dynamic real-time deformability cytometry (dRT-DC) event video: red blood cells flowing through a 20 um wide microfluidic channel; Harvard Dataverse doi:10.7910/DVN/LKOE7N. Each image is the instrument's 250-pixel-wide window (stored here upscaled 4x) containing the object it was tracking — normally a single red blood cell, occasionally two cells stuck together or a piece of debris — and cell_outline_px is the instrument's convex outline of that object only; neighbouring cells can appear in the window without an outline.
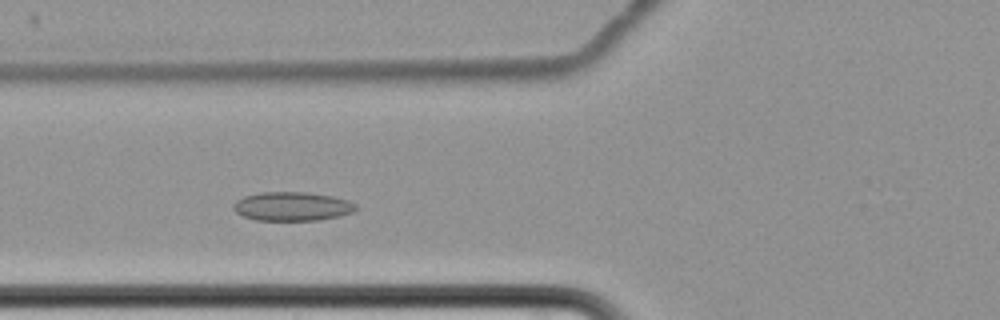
{"species": "common noctule bat (a hibernating species)", "species_latin": "Nyctalus noctula", "temperature_condition": "cold", "stored_images_in_passage": 6, "camera_frame_rate_fps": 3000, "um_per_image_px": 0.085, "animal": {"sex": "female", "body_mass_g": 22.7, "forearm_length_mm": 54.2}, "frame": {"image": 1, "passage_image": 4, "time_ms": 3.667, "image_size_px": [1000, 320], "cell_outline_px": [[356, 208], [352, 212], [340, 216], [316, 220], [256, 220], [244, 216], [236, 212], [232, 208], [232, 204], [236, 200], [244, 196], [260, 192], [304, 192], [332, 196], [348, 200], [356, 204]], "centroid_in_image_um": [24.8, 17.53], "position_along_channel_um": 101.0, "area_um2": 20.58}}
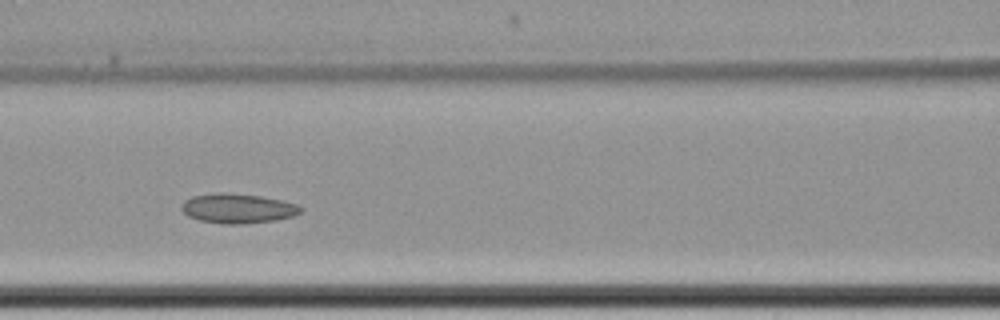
{"frame": {"image": 2, "passage_image": 5, "time_ms": 5.0, "image_size_px": [1000, 320], "cell_outline_px": [[304, 208], [300, 212], [292, 216], [276, 220], [240, 224], [220, 224], [200, 220], [188, 216], [180, 208], [180, 204], [184, 200], [192, 196], [220, 192], [224, 192], [260, 196], [280, 200], [296, 204]], "centroid_in_image_um": [20.17, 17.71], "position_along_channel_um": 146.4, "area_um2": 20.58}}
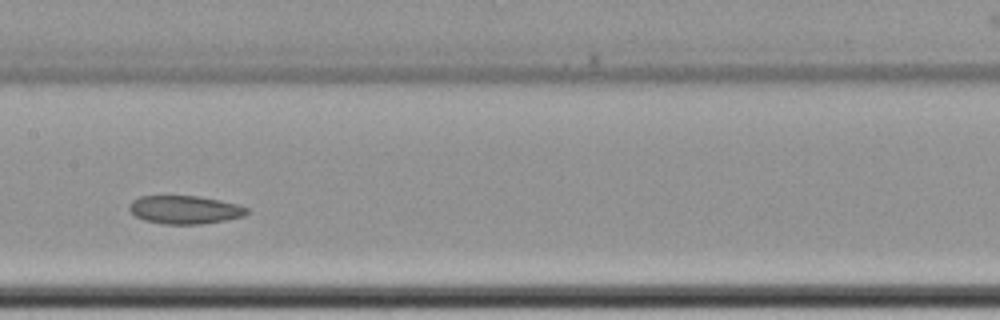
{"frame": {"image": 3, "passage_image": 6, "time_ms": 6.333, "image_size_px": [1000, 320], "cell_outline_px": [[248, 212], [244, 216], [224, 220], [200, 224], [164, 224], [144, 220], [136, 216], [128, 208], [128, 204], [132, 200], [140, 196], [200, 196], [220, 200], [236, 204], [248, 208]], "centroid_in_image_um": [15.68, 17.82], "position_along_channel_um": 191.7, "area_um2": 19.31}}